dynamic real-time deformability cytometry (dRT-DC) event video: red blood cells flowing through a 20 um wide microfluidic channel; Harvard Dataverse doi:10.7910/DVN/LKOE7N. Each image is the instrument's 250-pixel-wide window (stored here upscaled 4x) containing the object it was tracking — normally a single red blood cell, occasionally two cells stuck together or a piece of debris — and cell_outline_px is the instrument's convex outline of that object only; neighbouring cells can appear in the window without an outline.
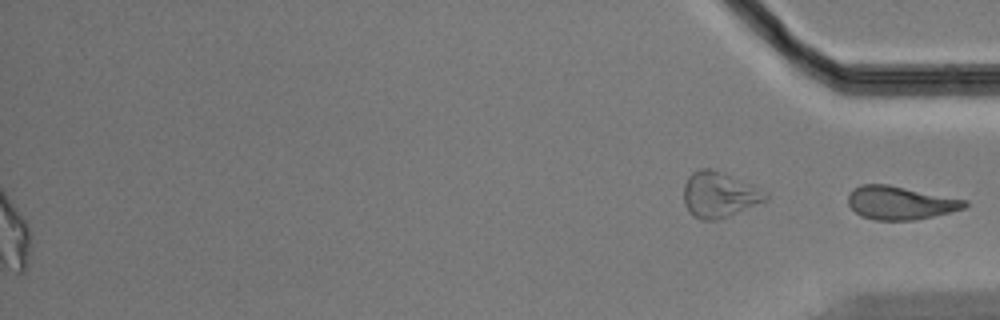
{"species": "Egyptian fruit bat (a non-hibernating species)", "species_latin": "Rousettus aegyptiacus", "temperature_condition": "cold", "stored_images_in_passage": 57, "segment_of_instrument_passage": [2, 2], "camera_frame_rate_fps": 3000, "um_per_image_px": 0.085, "animal": {"sex": "male"}, "frame": {"image": 1, "passage_image": 57, "time_ms": 18.667, "image_size_px": [1000, 320], "cell_outline_px": [[968, 204], [964, 208], [952, 212], [916, 220], [876, 220], [860, 216], [848, 204], [848, 196], [852, 188], [860, 184], [888, 184], [968, 200]], "centroid_in_image_um": [76.52, 17.23], "position_along_channel_um": 358.7, "area_um2": 22.83}}